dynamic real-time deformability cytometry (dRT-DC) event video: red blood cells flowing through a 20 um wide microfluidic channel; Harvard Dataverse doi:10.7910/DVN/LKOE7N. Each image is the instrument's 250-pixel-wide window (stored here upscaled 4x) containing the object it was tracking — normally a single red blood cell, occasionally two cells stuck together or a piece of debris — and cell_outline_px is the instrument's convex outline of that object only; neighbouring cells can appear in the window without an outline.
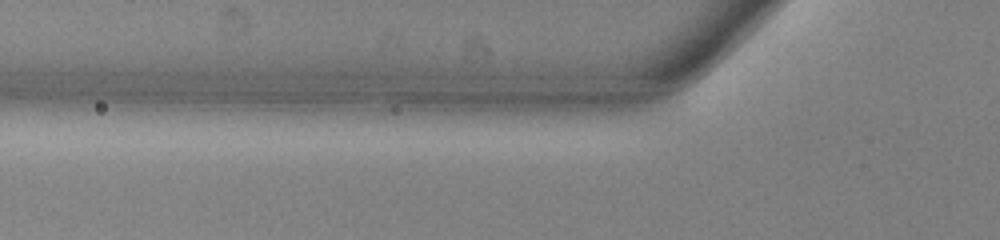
{"species": "common noctule bat (a hibernating species)", "species_latin": "Nyctalus noctula", "temperature_condition": "warm", "stored_images_in_passage": 4, "segment_of_instrument_passage": [2, 3], "camera_frame_rate_fps": 3000, "um_per_image_px": 0.085, "animal": {"sex": "male", "body_mass_g": 13.0, "forearm_length_mm": 53.1}, "frame": {"image": 1, "passage_image": 3, "time_ms": 0.667, "image_size_px": [1000, 240], "cell_outline_px": [[352, 100], [336, 108], [312, 112], [264, 108], [244, 100], [268, 92], [352, 92]], "centroid_in_image_um": [25.64, 8.56], "position_along_channel_um": 100.2, "area_um2": 11.79}}